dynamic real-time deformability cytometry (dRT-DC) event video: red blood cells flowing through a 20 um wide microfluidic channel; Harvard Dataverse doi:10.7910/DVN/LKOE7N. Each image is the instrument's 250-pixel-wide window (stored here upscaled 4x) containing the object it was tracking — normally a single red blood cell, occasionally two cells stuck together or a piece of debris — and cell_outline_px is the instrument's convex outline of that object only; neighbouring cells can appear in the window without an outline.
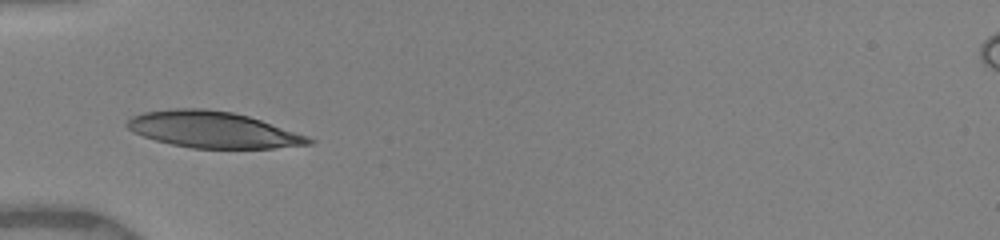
{"species": "human", "species_latin": "Homo sapiens", "temperature_condition": "warm", "stored_images_in_passage": 41, "camera_frame_rate_fps": 3000, "um_per_image_px": 0.085, "donor": {"sex": "female"}, "frame": {"image": 1, "passage_image": 1, "time_ms": 0.0, "image_size_px": [1000, 240], "cell_outline_px": [[316, 140], [312, 144], [276, 148], [192, 148], [172, 144], [156, 140], [132, 132], [124, 124], [132, 116], [144, 112], [172, 108], [204, 108], [232, 112], [248, 116], [308, 136]], "centroid_in_image_um": [18.09, 11.02], "position_along_channel_um": 66.9, "area_um2": 38.32}}
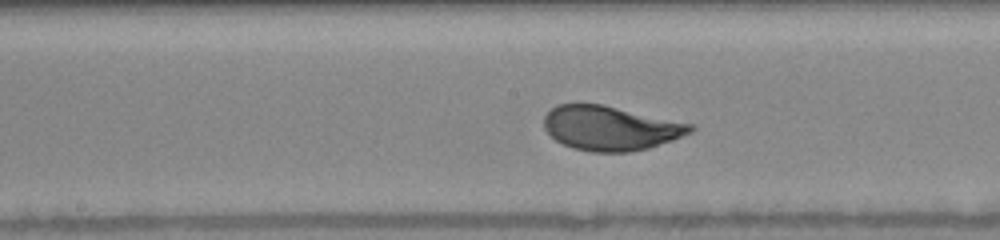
{"frame": {"image": 2, "passage_image": 24, "time_ms": 3.333, "image_size_px": [1000, 240], "cell_outline_px": [[696, 128], [692, 132], [672, 140], [648, 148], [628, 152], [592, 152], [572, 148], [556, 140], [544, 128], [544, 116], [556, 104], [600, 104], [696, 124]], "centroid_in_image_um": [51.92, 10.89], "position_along_channel_um": 196.3, "area_um2": 37.86}}
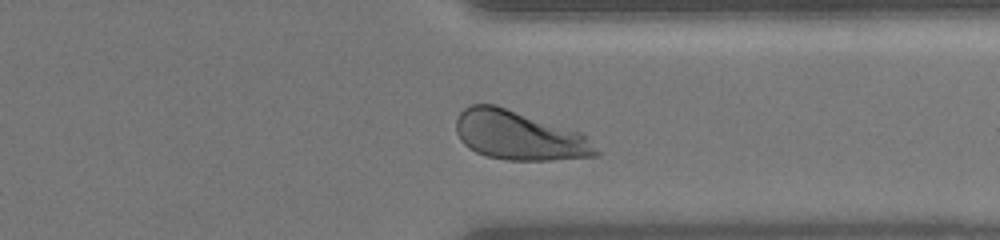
{"frame": {"image": 3, "passage_image": 37, "time_ms": 7.667, "image_size_px": [1000, 240], "cell_outline_px": [[600, 156], [552, 160], [508, 160], [488, 156], [476, 152], [468, 148], [460, 140], [456, 132], [456, 120], [460, 112], [464, 108], [472, 104], [496, 104], [580, 132], [600, 152]], "centroid_in_image_um": [44.09, 11.52], "position_along_channel_um": 367.3, "area_um2": 39.94}, "authors_computed_cell_mechanics": {"area_um2": 38.2058, "velocity_mm_per_s": 3.9489, "shape_relaxation_time_tau1_ms": 2.6746, "shape_relaxation_time_tau2_ms": null, "deformation_change_tau1": 0.1777, "deformation_change_tau2": null}}